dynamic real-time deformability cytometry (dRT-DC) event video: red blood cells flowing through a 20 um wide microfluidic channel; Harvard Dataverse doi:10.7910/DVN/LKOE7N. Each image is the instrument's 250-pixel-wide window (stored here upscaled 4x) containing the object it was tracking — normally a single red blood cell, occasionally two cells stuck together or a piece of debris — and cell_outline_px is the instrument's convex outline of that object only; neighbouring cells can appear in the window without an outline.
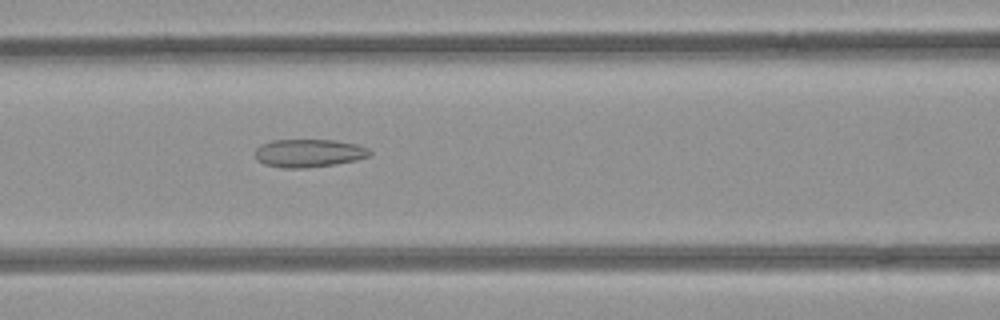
{"species": "common noctule bat (a hibernating species)", "species_latin": "Nyctalus noctula", "temperature_condition": "room temperature", "stored_images_in_passage": 46, "camera_frame_rate_fps": 3000, "um_per_image_px": 0.085, "animal": {"sex": "female", "body_mass_g": 21.9}, "frame": {"image": 1, "passage_image": 16, "time_ms": 5.0, "image_size_px": [1000, 320], "cell_outline_px": [[372, 152], [368, 156], [356, 160], [332, 164], [304, 168], [284, 168], [264, 164], [256, 160], [256, 148], [260, 144], [272, 140], [336, 140], [356, 144], [368, 148]], "centroid_in_image_um": [26.22, 13.01], "position_along_channel_um": 140.4, "area_um2": 18.67}}
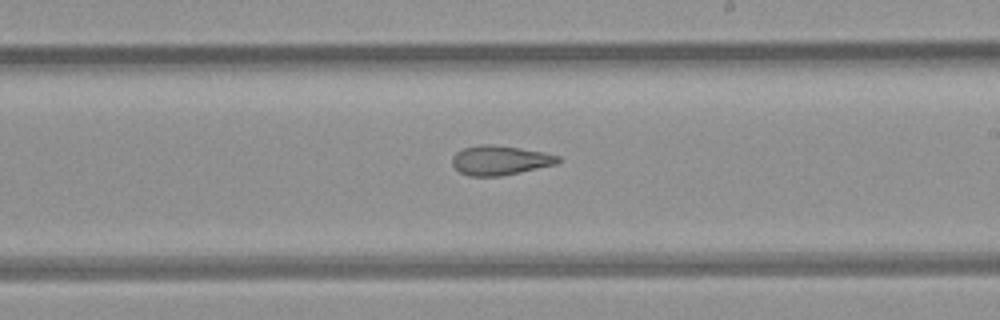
{"frame": {"image": 2, "passage_image": 24, "time_ms": 7.667, "image_size_px": [1000, 320], "cell_outline_px": [[560, 160], [556, 164], [520, 172], [500, 176], [468, 176], [460, 172], [452, 164], [452, 156], [456, 152], [464, 148], [480, 144], [488, 144], [520, 148], [544, 152], [560, 156]], "centroid_in_image_um": [42.49, 13.62], "position_along_channel_um": 246.5, "area_um2": 18.09}}
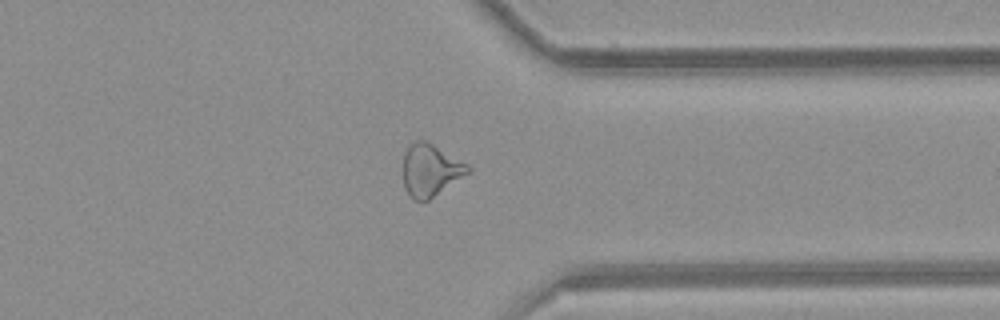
{"frame": {"image": 3, "passage_image": 34, "time_ms": 11.0, "image_size_px": [1000, 320], "cell_outline_px": [[472, 172], [428, 200], [412, 200], [408, 196], [404, 188], [404, 152], [408, 144], [416, 140], [424, 140], [432, 144], [468, 164], [472, 168]], "centroid_in_image_um": [36.59, 14.47], "position_along_channel_um": 374.8, "area_um2": 19.88}, "authors_computed_cell_mechanics": {"area_um2": 19.9121, "velocity_mm_per_s": 3.9747, "shape_relaxation_time_tau1_ms": null, "shape_relaxation_time_tau2_ms": 4.2398, "deformation_change_tau1": null, "deformation_change_tau2": 0.1461}}